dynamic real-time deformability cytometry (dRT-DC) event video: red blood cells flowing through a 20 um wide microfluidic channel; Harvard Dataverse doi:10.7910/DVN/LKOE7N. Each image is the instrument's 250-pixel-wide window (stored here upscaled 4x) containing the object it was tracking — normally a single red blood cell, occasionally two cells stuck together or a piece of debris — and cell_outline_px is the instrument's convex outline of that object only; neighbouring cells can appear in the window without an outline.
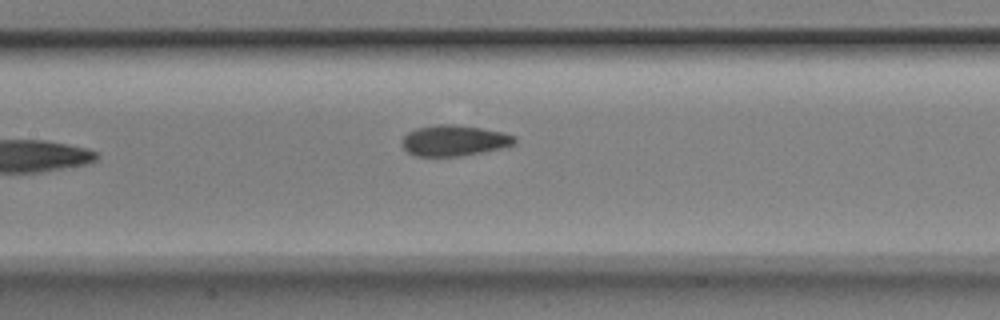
{"species": "Egyptian fruit bat (a non-hibernating species)", "species_latin": "Rousettus aegyptiacus", "temperature_condition": "room temperature", "stored_images_in_passage": 7, "camera_frame_rate_fps": 3000, "um_per_image_px": 0.085, "animal": {"sex": "male"}, "frame": {"image": 1, "passage_image": 7, "time_ms": 2.0, "image_size_px": [1000, 320], "cell_outline_px": [[516, 144], [500, 148], [460, 156], [416, 156], [408, 152], [404, 148], [404, 136], [408, 132], [416, 128], [436, 124], [452, 124], [480, 128], [504, 132], [516, 136]], "centroid_in_image_um": [38.63, 11.94], "position_along_channel_um": 168.8, "area_um2": 20.06}}